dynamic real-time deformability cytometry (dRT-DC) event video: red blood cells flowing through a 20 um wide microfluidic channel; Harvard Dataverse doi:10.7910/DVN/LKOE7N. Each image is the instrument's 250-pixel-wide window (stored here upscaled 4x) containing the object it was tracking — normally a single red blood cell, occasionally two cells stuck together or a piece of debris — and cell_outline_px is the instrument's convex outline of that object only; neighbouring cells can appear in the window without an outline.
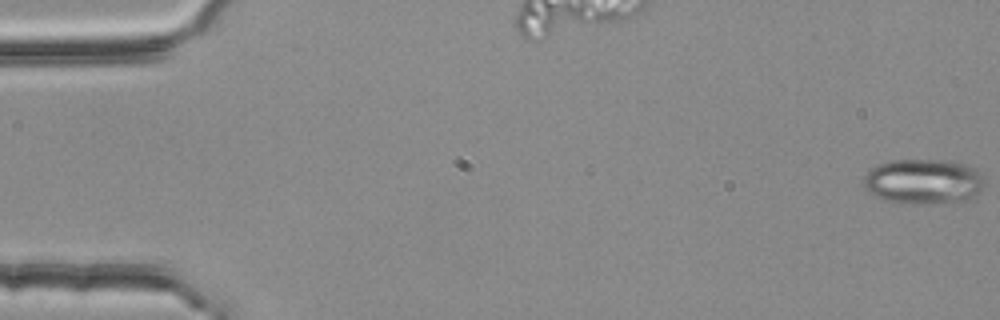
{"species": "common noctule bat (a hibernating species)", "species_latin": "Nyctalus noctula", "temperature_condition": "room temperature", "stored_images_in_passage": 5, "segment_of_instrument_passage": [1, 2], "camera_frame_rate_fps": 3000, "um_per_image_px": 0.085, "animal": {"sex": "female", "body_mass_g": 25.1}, "frame": {"image": 1, "passage_image": 1, "time_ms": 0.0, "image_size_px": [1000, 320], "cell_outline_px": [[984, 184], [980, 192], [968, 200], [884, 200], [868, 192], [864, 188], [864, 176], [876, 164], [892, 160], [952, 160], [968, 164], [976, 168], [980, 172], [984, 180]], "centroid_in_image_um": [78.52, 15.34], "position_along_channel_um": 6.5, "area_um2": 30.81}}